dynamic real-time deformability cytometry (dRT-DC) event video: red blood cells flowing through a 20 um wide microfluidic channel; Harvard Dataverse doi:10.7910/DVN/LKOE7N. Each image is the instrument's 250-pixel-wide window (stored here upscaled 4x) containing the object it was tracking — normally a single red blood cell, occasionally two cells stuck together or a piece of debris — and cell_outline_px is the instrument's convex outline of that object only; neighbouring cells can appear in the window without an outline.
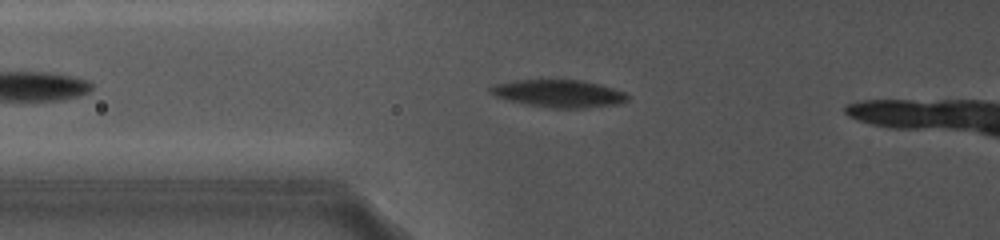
{"species": "common noctule bat (a hibernating species)", "species_latin": "Nyctalus noctula", "temperature_condition": "cold", "stored_images_in_passage": 69, "camera_frame_rate_fps": 5000, "um_per_image_px": 0.085, "animal": {"sex": "female", "body_mass_g": 19.0, "forearm_length_mm": 56.7}, "frame": {"image": 1, "passage_image": 16, "time_ms": 2.6, "image_size_px": [1000, 240], "cell_outline_px": [[632, 96], [628, 100], [620, 104], [584, 108], [552, 108], [524, 104], [508, 100], [496, 96], [488, 92], [488, 88], [492, 84], [512, 80], [580, 80], [600, 84], [624, 92]], "centroid_in_image_um": [47.49, 7.95], "position_along_channel_um": 78.3, "area_um2": 22.25}}
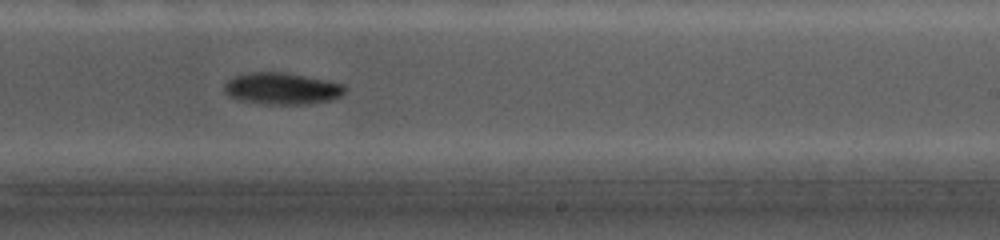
{"frame": {"image": 2, "passage_image": 44, "time_ms": 7.6, "image_size_px": [1000, 240], "cell_outline_px": [[348, 88], [340, 96], [332, 100], [308, 104], [264, 104], [240, 100], [228, 96], [224, 92], [224, 84], [228, 80], [236, 76], [248, 72], [284, 72], [328, 80], [344, 84]], "centroid_in_image_um": [23.98, 7.53], "position_along_channel_um": 265.0, "area_um2": 22.48}}
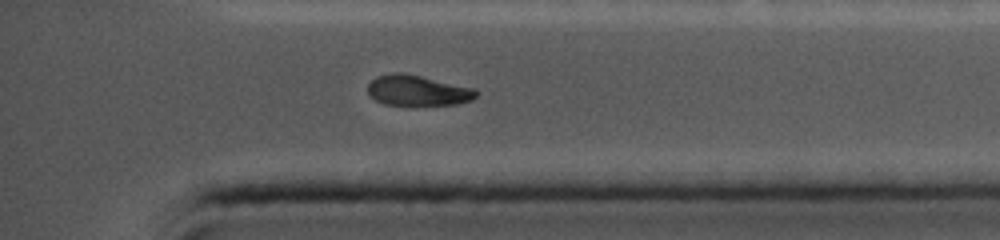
{"frame": {"image": 3, "passage_image": 64, "time_ms": 11.0, "image_size_px": [1000, 240], "cell_outline_px": [[476, 96], [472, 100], [460, 104], [384, 104], [368, 96], [368, 84], [376, 76], [392, 72], [404, 72], [476, 88]], "centroid_in_image_um": [35.49, 7.67], "position_along_channel_um": 399.7, "area_um2": 19.31}, "authors_computed_cell_mechanics": {"area_um2": 22.1374, "velocity_mm_per_s": 3.9257, "shape_relaxation_time_tau1_ms": 2.6484, "shape_relaxation_time_tau2_ms": null, "deformation_change_tau1": 0.0823, "deformation_change_tau2": null}}